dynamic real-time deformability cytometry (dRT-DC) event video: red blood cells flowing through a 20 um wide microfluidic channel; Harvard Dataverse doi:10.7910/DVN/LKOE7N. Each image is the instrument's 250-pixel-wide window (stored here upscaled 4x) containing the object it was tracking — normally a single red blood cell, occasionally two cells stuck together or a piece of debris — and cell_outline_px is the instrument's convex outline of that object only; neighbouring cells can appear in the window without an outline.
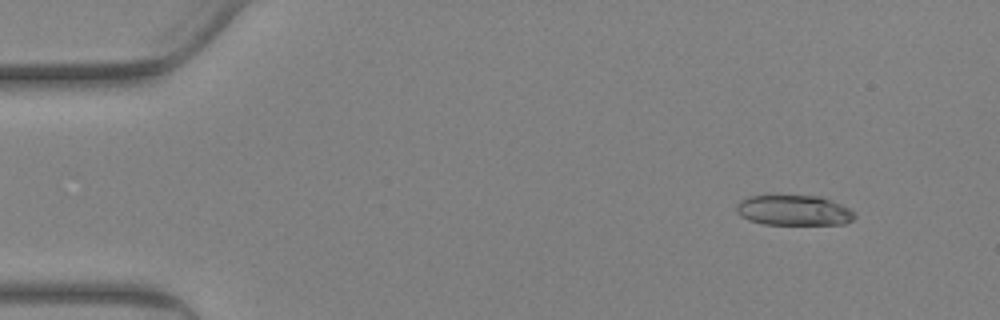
{"species": "Egyptian fruit bat (a non-hibernating species)", "species_latin": "Rousettus aegyptiacus", "temperature_condition": "warm", "stored_images_in_passage": 85, "camera_frame_rate_fps": 3000, "um_per_image_px": 0.085, "animal": {"sex": "female"}, "frame": {"image": 1, "passage_image": 9, "time_ms": 2.667, "image_size_px": [1000, 320], "cell_outline_px": [[856, 216], [852, 220], [844, 224], [764, 224], [748, 220], [740, 216], [736, 212], [736, 204], [740, 200], [748, 196], [820, 196], [840, 204], [848, 208]], "centroid_in_image_um": [67.43, 17.88], "position_along_channel_um": 17.6, "area_um2": 20.75}}
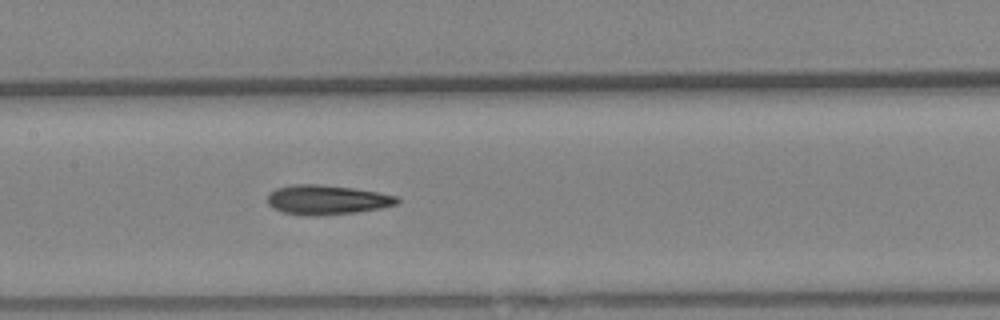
{"frame": {"image": 2, "passage_image": 42, "time_ms": 13.667, "image_size_px": [1000, 320], "cell_outline_px": [[400, 200], [396, 204], [380, 208], [356, 212], [316, 216], [312, 216], [280, 212], [272, 208], [268, 204], [268, 196], [276, 188], [292, 184], [320, 184], [352, 188], [400, 196]], "centroid_in_image_um": [27.77, 16.98], "position_along_channel_um": 179.6, "area_um2": 22.31}}
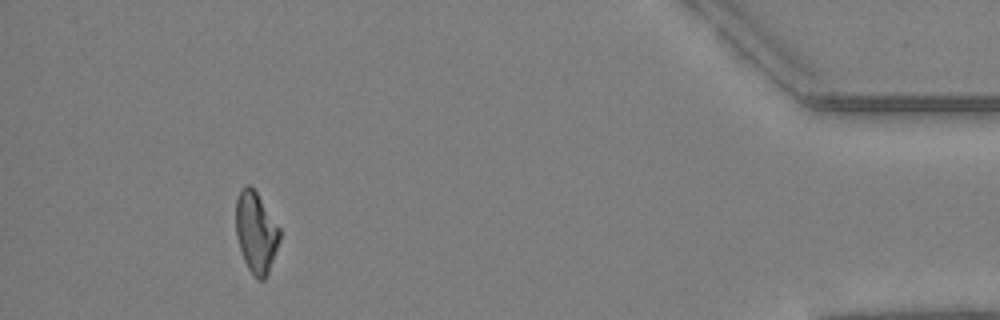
{"frame": {"image": 3, "passage_image": 78, "time_ms": 25.667, "image_size_px": [1000, 320], "cell_outline_px": [[280, 240], [268, 272], [264, 280], [256, 280], [248, 268], [244, 260], [236, 236], [236, 200], [240, 188], [248, 184], [256, 192], [280, 228]], "centroid_in_image_um": [21.75, 19.76], "position_along_channel_um": 413.5, "area_um2": 20.52}, "authors_computed_cell_mechanics": {"area_um2": 21.7328, "velocity_mm_per_s": 2.45, "shape_relaxation_time_tau1_ms": null, "shape_relaxation_time_tau2_ms": 4.0669, "deformation_change_tau1": null, "deformation_change_tau2": 0.1231}}